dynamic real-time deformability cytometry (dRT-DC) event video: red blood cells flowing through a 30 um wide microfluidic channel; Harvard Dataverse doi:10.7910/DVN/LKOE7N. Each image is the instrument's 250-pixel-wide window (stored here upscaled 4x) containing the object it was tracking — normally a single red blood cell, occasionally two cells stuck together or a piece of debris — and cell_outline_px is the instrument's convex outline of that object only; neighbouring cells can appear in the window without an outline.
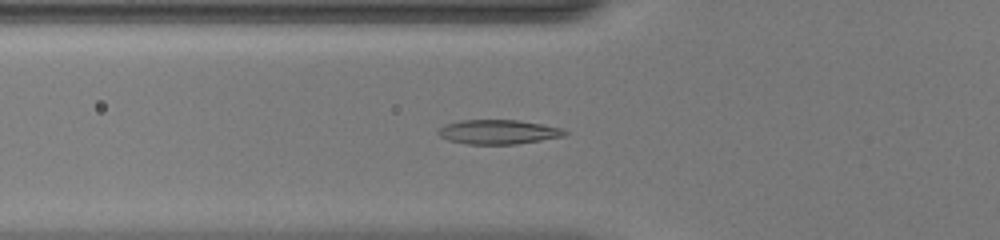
{"species": "common noctule bat (a hibernating species)", "species_latin": "Nyctalus noctula", "temperature_condition": "warm", "stored_images_in_passage": 51, "camera_frame_rate_fps": 3000, "um_per_image_px": 0.085, "animal": {"sex": "female", "body_mass_g": 20.0, "forearm_length_mm": 54.0}, "frame": {"image": 1, "passage_image": 19, "time_ms": 6.0, "image_size_px": [1000, 240], "cell_outline_px": [[568, 132], [564, 136], [516, 144], [468, 144], [448, 140], [440, 136], [436, 132], [444, 124], [460, 120], [516, 120], [564, 128]], "centroid_in_image_um": [42.33, 11.21], "position_along_channel_um": 83.5, "area_um2": 17.92}}
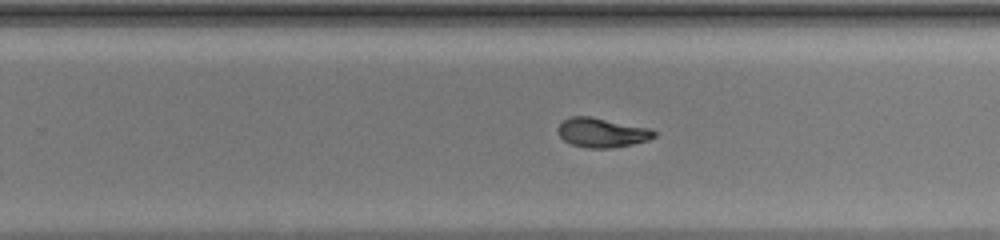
{"frame": {"image": 2, "passage_image": 33, "time_ms": 10.667, "image_size_px": [1000, 240], "cell_outline_px": [[656, 136], [648, 140], [632, 144], [612, 148], [588, 148], [572, 144], [564, 140], [560, 136], [556, 128], [564, 120], [572, 116], [592, 116], [652, 128], [656, 132]], "centroid_in_image_um": [51.19, 11.26], "position_along_channel_um": 278.6, "area_um2": 16.65}}
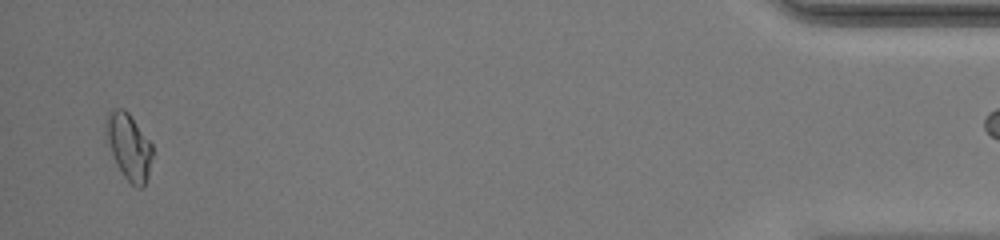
{"frame": {"image": 3, "passage_image": 49, "time_ms": 16.0, "image_size_px": [1000, 240], "cell_outline_px": [[152, 156], [148, 176], [144, 188], [136, 188], [124, 176], [116, 164], [104, 132], [104, 120], [108, 108], [124, 108], [128, 112], [152, 144]], "centroid_in_image_um": [10.92, 12.41], "position_along_channel_um": 424.3, "area_um2": 18.21}, "authors_computed_cell_mechanics": {"area_um2": 16.8198, "velocity_mm_per_s": 4.175, "shape_relaxation_time_tau1_ms": 10.4333, "shape_relaxation_time_tau2_ms": 1.5912, "deformation_change_tau1": 0.3263, "deformation_change_tau2": 0.0462}}